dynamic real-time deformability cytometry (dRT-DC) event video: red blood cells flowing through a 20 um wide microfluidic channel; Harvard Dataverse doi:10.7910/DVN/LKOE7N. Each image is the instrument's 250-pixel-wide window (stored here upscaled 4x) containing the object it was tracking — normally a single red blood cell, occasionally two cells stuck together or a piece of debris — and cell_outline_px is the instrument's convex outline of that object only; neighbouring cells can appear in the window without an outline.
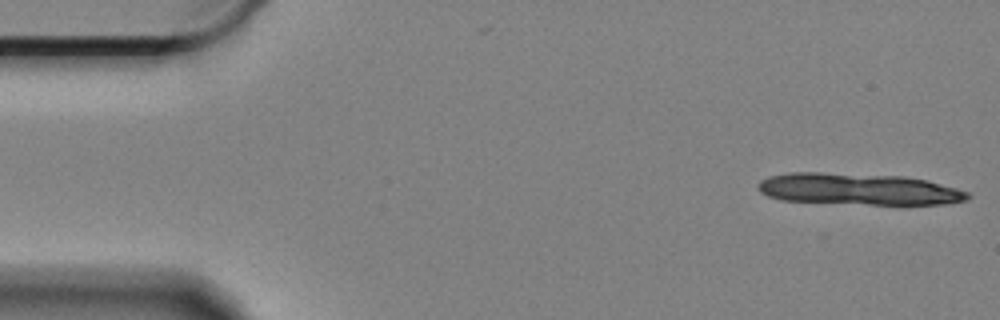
{"species": "Egyptian fruit bat (a non-hibernating species)", "species_latin": "Rousettus aegyptiacus", "temperature_condition": "cold", "stored_images_in_passage": 11, "camera_frame_rate_fps": 3000, "um_per_image_px": 0.085, "animal": {"sex": "female"}, "frame": {"image": 1, "passage_image": 1, "time_ms": 0.0, "image_size_px": [1000, 320], "cell_outline_px": [[972, 196], [964, 200], [944, 204], [868, 204], [780, 200], [768, 196], [760, 192], [760, 180], [768, 176], [788, 172], [820, 172], [904, 176], [928, 180], [956, 188], [968, 192]], "centroid_in_image_um": [72.97, 16.06], "position_along_channel_um": 12.0, "area_um2": 38.49}}